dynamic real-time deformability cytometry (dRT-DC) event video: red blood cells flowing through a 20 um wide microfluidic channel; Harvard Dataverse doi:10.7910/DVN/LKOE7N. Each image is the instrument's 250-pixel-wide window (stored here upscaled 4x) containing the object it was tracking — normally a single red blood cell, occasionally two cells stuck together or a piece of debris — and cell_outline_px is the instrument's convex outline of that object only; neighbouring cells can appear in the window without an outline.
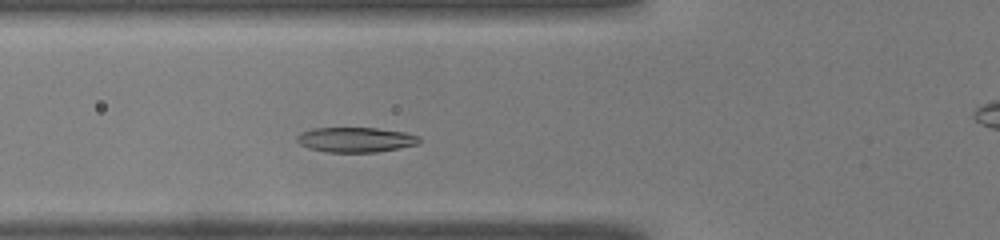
{"species": "common noctule bat (a hibernating species)", "species_latin": "Nyctalus noctula", "temperature_condition": "warm", "stored_images_in_passage": 43, "camera_frame_rate_fps": 3000, "um_per_image_px": 0.085, "animal": {"sex": "male", "body_mass_g": 19.0, "forearm_length_mm": 50.8}, "frame": {"image": 1, "passage_image": 11, "time_ms": 3.333, "image_size_px": [1000, 240], "cell_outline_px": [[420, 144], [400, 148], [376, 152], [324, 152], [308, 148], [300, 144], [296, 140], [296, 136], [300, 132], [312, 128], [376, 128], [408, 132], [420, 136]], "centroid_in_image_um": [30.25, 11.87], "position_along_channel_um": 95.6, "area_um2": 18.09}}
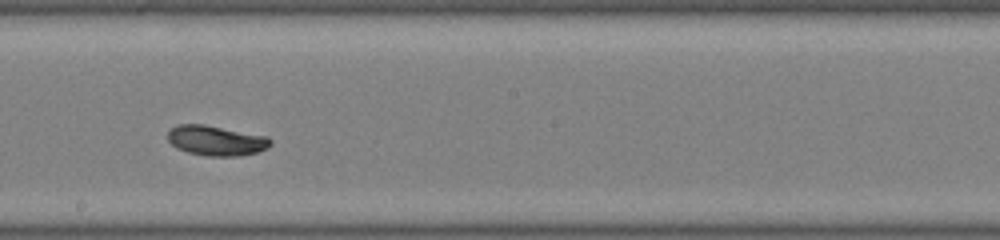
{"frame": {"image": 2, "passage_image": 21, "time_ms": 6.667, "image_size_px": [1000, 240], "cell_outline_px": [[272, 144], [268, 148], [256, 152], [240, 156], [208, 156], [188, 152], [176, 148], [168, 140], [168, 132], [176, 124], [204, 124], [268, 136], [272, 140]], "centroid_in_image_um": [18.39, 11.94], "position_along_channel_um": 229.8, "area_um2": 18.09}}
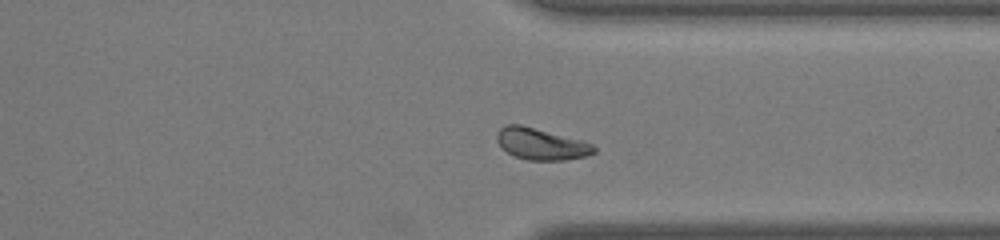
{"frame": {"image": 3, "passage_image": 31, "time_ms": 10.0, "image_size_px": [1000, 240], "cell_outline_px": [[596, 152], [588, 156], [564, 160], [528, 160], [512, 156], [496, 140], [496, 132], [504, 124], [520, 124], [584, 140], [592, 144], [596, 148]], "centroid_in_image_um": [46.01, 12.23], "position_along_channel_um": 365.4, "area_um2": 18.09}, "authors_computed_cell_mechanics": {"area_um2": 18.0336, "velocity_mm_per_s": 4.0404, "shape_relaxation_time_tau1_ms": 4.1229, "shape_relaxation_time_tau2_ms": 3.4414, "deformation_change_tau1": 0.1735, "deformation_change_tau2": 0.0451}}